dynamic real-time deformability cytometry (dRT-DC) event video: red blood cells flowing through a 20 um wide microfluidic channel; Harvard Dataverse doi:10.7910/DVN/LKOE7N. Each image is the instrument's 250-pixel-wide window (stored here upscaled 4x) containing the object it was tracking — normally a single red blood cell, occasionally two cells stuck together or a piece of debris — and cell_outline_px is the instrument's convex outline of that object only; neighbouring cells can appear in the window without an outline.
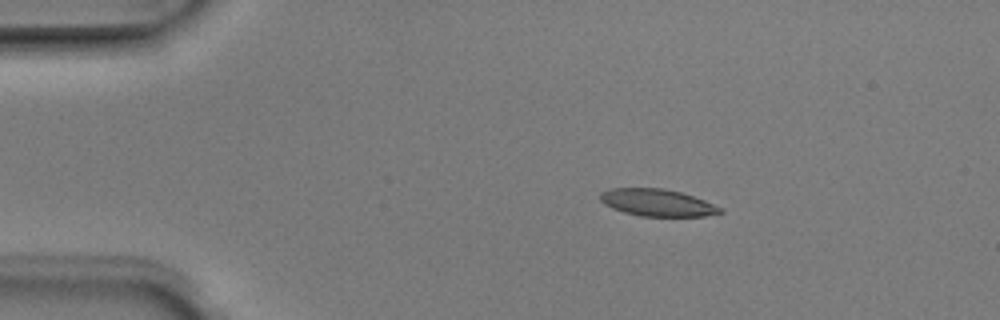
{"species": "Egyptian fruit bat (a non-hibernating species)", "species_latin": "Rousettus aegyptiacus", "temperature_condition": "room temperature", "stored_images_in_passage": 3, "segment_of_instrument_passage": [1, 2], "camera_frame_rate_fps": 3000, "um_per_image_px": 0.085, "animal": {"sex": "male"}, "frame": {"image": 1, "passage_image": 1, "time_ms": 0.0, "image_size_px": [1000, 320], "cell_outline_px": [[724, 212], [704, 216], [640, 216], [624, 212], [612, 208], [604, 204], [600, 200], [600, 192], [608, 188], [664, 188], [680, 192], [704, 200], [724, 208]], "centroid_in_image_um": [55.86, 17.22], "position_along_channel_um": 29.1, "area_um2": 19.02}}